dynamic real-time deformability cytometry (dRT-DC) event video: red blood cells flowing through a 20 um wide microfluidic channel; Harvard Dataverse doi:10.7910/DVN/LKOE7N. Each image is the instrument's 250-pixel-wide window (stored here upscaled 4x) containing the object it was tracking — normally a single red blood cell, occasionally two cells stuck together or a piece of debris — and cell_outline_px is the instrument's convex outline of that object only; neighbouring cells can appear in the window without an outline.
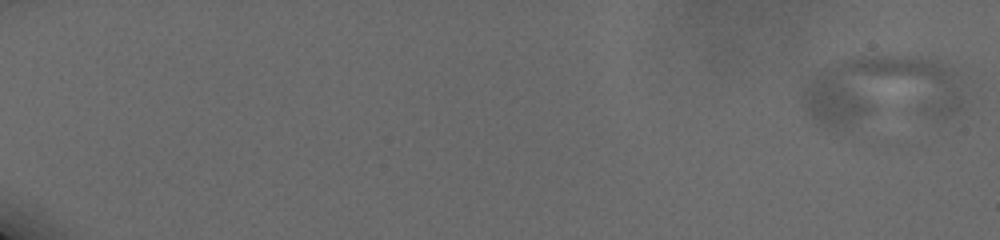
{"species": "human", "species_latin": "Homo sapiens", "temperature_condition": "cold", "stored_images_in_passage": 33, "camera_frame_rate_fps": 3000, "um_per_image_px": 0.085, "donor": {"sex": "male"}, "frame": {"image": 1, "passage_image": 1, "time_ms": 0.0, "image_size_px": [1000, 240], "cell_outline_px": [[960, 108], [952, 116], [936, 120], [836, 132], [824, 128], [808, 112], [804, 100], [804, 96], [808, 80], [820, 72], [840, 60], [860, 56], [936, 56], [956, 72], [960, 96]], "centroid_in_image_um": [75.0, 7.85], "position_along_channel_um": 10.0, "area_um2": 69.88}}
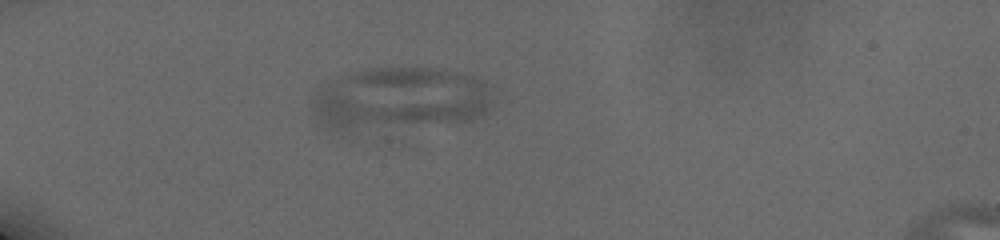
{"frame": {"image": 2, "passage_image": 15, "time_ms": 6.333, "image_size_px": [1000, 240], "cell_outline_px": [[488, 112], [472, 120], [456, 124], [328, 132], [320, 128], [308, 100], [320, 88], [328, 84], [356, 72], [376, 68], [444, 68], [472, 76], [484, 80], [488, 100]], "centroid_in_image_um": [33.92, 8.46], "position_along_channel_um": 51.1, "area_um2": 66.93}}